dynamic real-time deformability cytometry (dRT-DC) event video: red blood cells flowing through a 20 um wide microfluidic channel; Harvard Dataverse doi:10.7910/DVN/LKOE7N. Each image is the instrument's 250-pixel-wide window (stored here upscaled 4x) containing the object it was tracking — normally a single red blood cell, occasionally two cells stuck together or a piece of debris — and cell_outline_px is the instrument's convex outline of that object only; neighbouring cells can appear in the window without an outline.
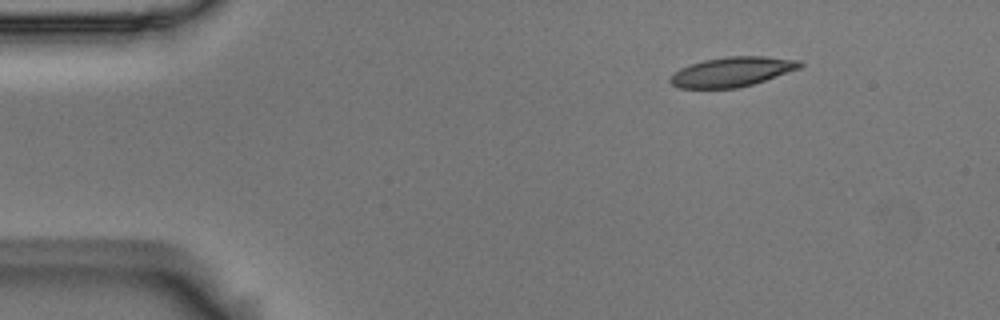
{"species": "Egyptian fruit bat (a non-hibernating species)", "species_latin": "Rousettus aegyptiacus", "temperature_condition": "room temperature", "stored_images_in_passage": 4, "segment_of_instrument_passage": [2, 2], "camera_frame_rate_fps": 3000, "um_per_image_px": 0.085, "animal": {"sex": "male"}, "frame": {"image": 1, "passage_image": 4, "time_ms": 1.0, "image_size_px": [1000, 320], "cell_outline_px": [[804, 64], [800, 68], [752, 84], [736, 88], [680, 88], [672, 84], [668, 80], [680, 68], [704, 60], [724, 56], [764, 56], [800, 60]], "centroid_in_image_um": [62.24, 6.09], "position_along_channel_um": 22.8, "area_um2": 22.2}}